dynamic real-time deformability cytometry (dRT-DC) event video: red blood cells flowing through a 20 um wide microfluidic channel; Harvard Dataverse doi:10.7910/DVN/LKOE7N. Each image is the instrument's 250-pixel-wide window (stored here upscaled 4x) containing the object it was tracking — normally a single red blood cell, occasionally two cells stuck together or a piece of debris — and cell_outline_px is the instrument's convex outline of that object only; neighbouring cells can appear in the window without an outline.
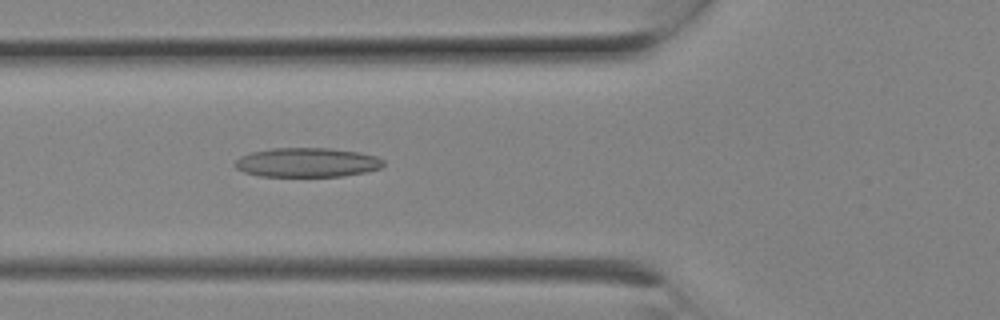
{"species": "Egyptian fruit bat (a non-hibernating species)", "species_latin": "Rousettus aegyptiacus", "temperature_condition": "room temperature", "stored_images_in_passage": 2, "camera_frame_rate_fps": 3000, "um_per_image_px": 0.085, "animal": {"sex": "female"}, "frame": {"image": 1, "passage_image": 2, "time_ms": 0.333, "image_size_px": [1000, 320], "cell_outline_px": [[384, 164], [380, 168], [364, 172], [344, 176], [260, 176], [244, 172], [236, 168], [232, 164], [240, 156], [252, 152], [272, 148], [328, 148], [360, 152], [376, 156], [384, 160]], "centroid_in_image_um": [26.09, 13.8], "position_along_channel_um": 99.7, "area_um2": 25.37}}